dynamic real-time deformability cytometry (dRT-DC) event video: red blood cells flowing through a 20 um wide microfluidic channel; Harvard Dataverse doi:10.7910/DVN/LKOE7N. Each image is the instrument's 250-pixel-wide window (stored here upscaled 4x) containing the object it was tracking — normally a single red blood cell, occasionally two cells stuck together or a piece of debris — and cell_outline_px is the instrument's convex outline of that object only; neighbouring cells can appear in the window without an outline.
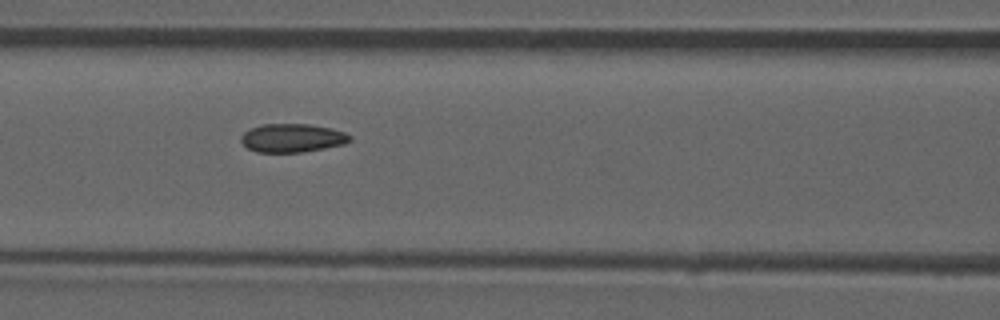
{"species": "common noctule bat (a hibernating species)", "species_latin": "Nyctalus noctula", "temperature_condition": "room temperature", "stored_images_in_passage": 53, "camera_frame_rate_fps": 3000, "um_per_image_px": 0.085, "animal": {"sex": "male", "forearm_length_mm": 52.5}, "frame": {"image": 1, "passage_image": 23, "time_ms": 7.333, "image_size_px": [1000, 320], "cell_outline_px": [[352, 140], [344, 144], [304, 152], [256, 152], [248, 148], [240, 140], [240, 136], [244, 132], [252, 128], [264, 124], [308, 124], [332, 128], [344, 132], [352, 136]], "centroid_in_image_um": [24.86, 11.73], "position_along_channel_um": 141.7, "area_um2": 18.09}, "authors_computed_cell_mechanics": {"area_um2": 18.0914, "velocity_mm_per_s": 3.9101, "shape_relaxation_time_tau1_ms": null, "shape_relaxation_time_tau2_ms": 1.7712, "deformation_change_tau1": null, "deformation_change_tau2": 0.0692}}